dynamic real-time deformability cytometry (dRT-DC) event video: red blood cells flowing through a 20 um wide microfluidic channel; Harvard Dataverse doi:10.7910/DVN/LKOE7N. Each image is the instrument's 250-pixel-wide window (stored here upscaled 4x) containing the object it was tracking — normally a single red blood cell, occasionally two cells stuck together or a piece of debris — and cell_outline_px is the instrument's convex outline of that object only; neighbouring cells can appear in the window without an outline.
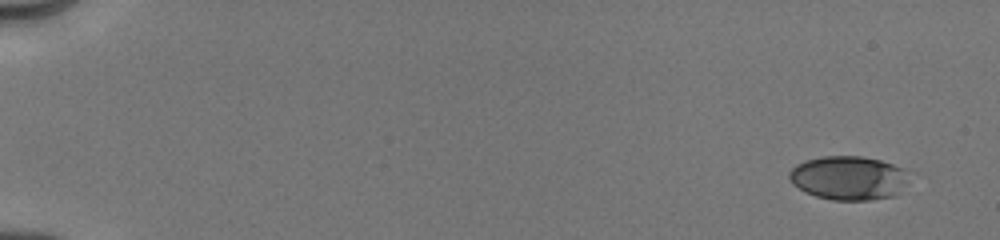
{"species": "human", "species_latin": "Homo sapiens", "temperature_condition": "cold", "stored_images_in_passage": 27, "camera_frame_rate_fps": 3000, "um_per_image_px": 0.085, "donor": {"sex": "male"}, "frame": {"image": 1, "passage_image": 1, "time_ms": 0.0, "image_size_px": [1000, 240], "cell_outline_px": [[908, 184], [892, 196], [872, 200], [832, 200], [816, 196], [804, 192], [792, 184], [788, 176], [788, 172], [796, 164], [804, 160], [824, 156], [860, 156], [880, 160], [892, 164], [900, 168]], "centroid_in_image_um": [72.04, 15.13], "position_along_channel_um": 13.0, "area_um2": 30.46}}
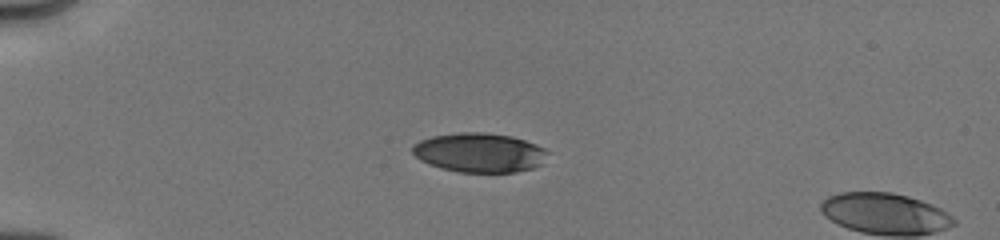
{"frame": {"image": 2, "passage_image": 22, "time_ms": 4.0, "image_size_px": [1000, 240], "cell_outline_px": [[548, 152], [544, 164], [532, 168], [516, 172], [460, 172], [428, 164], [420, 160], [412, 152], [412, 144], [420, 140], [432, 136], [460, 132], [484, 132], [512, 136], [536, 144], [544, 148]], "centroid_in_image_um": [40.77, 12.97], "position_along_channel_um": 44.2, "area_um2": 31.1}}